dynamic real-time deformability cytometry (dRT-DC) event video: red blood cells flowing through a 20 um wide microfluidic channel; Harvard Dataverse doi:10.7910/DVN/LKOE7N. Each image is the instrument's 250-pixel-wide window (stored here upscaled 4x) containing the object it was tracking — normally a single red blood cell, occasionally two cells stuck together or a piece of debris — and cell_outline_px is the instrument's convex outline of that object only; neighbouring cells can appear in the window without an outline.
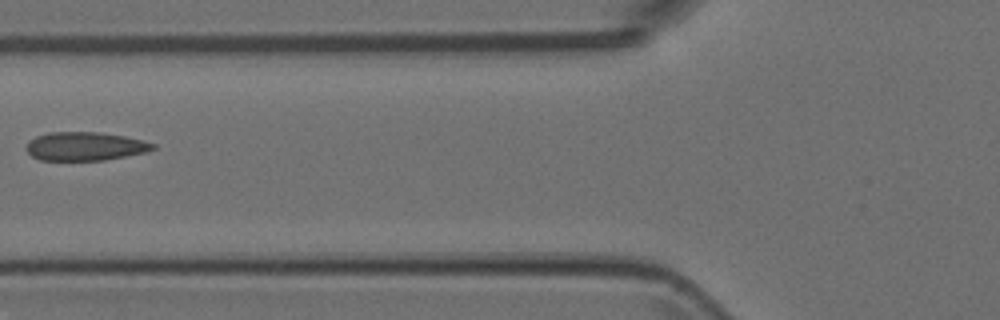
{"species": "Egyptian fruit bat (a non-hibernating species)", "species_latin": "Rousettus aegyptiacus", "temperature_condition": "room temperature", "stored_images_in_passage": 4, "camera_frame_rate_fps": 3000, "um_per_image_px": 0.085, "animal": {"sex": "female"}, "frame": {"image": 1, "passage_image": 2, "time_ms": 0.333, "image_size_px": [1000, 320], "cell_outline_px": [[156, 148], [144, 152], [104, 160], [40, 160], [32, 156], [24, 148], [28, 140], [36, 136], [48, 132], [100, 132], [124, 136], [144, 140], [156, 144]], "centroid_in_image_um": [7.19, 12.42], "position_along_channel_um": 118.6, "area_um2": 21.15}}
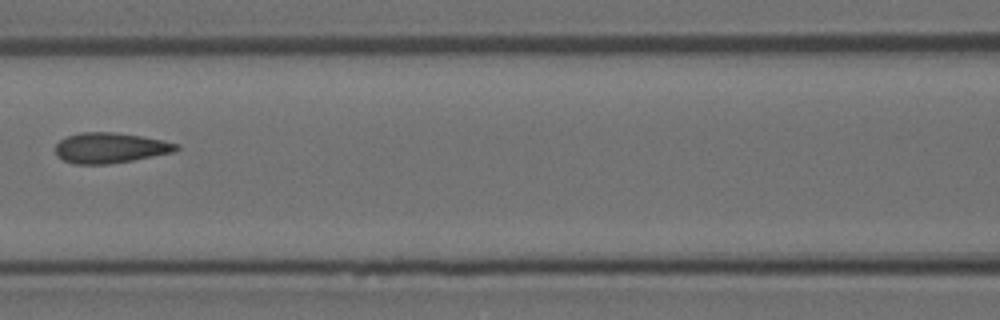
{"frame": {"image": 2, "passage_image": 3, "time_ms": 0.667, "image_size_px": [1000, 320], "cell_outline_px": [[180, 148], [176, 152], [132, 160], [108, 164], [72, 164], [56, 156], [56, 144], [60, 140], [68, 136], [80, 132], [112, 132], [140, 136], [180, 144]], "centroid_in_image_um": [9.37, 12.57], "position_along_channel_um": 157.2, "area_um2": 21.39}}
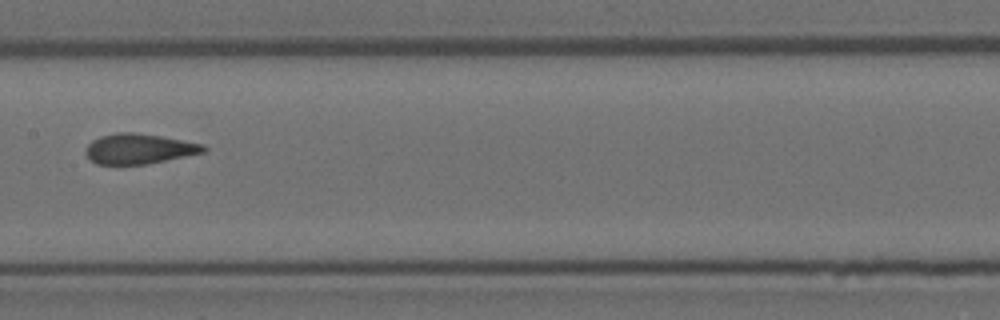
{"frame": {"image": 3, "passage_image": 4, "time_ms": 1.0, "image_size_px": [1000, 320], "cell_outline_px": [[208, 148], [204, 152], [148, 164], [96, 164], [84, 152], [88, 144], [92, 140], [100, 136], [116, 132], [132, 132], [160, 136], [204, 144]], "centroid_in_image_um": [11.81, 12.64], "position_along_channel_um": 195.6, "area_um2": 20.63}}